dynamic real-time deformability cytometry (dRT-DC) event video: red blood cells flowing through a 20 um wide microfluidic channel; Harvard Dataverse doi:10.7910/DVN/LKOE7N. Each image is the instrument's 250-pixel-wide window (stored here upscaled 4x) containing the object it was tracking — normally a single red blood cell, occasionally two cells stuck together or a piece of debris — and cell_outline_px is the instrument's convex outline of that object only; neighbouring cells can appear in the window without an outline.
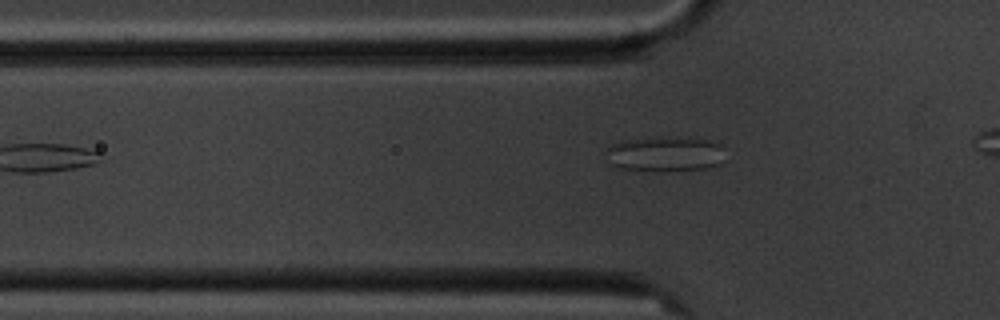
{"species": "common noctule bat (a hibernating species)", "species_latin": "Nyctalus noctula", "temperature_condition": "cold", "stored_images_in_passage": 4, "camera_frame_rate_fps": 3000, "um_per_image_px": 0.085, "animal": {"sex": "male", "body_mass_g": 20.1, "forearm_length_mm": 53.5}, "frame": {"image": 1, "passage_image": 4, "time_ms": 3.333, "image_size_px": [1000, 320], "cell_outline_px": [[724, 160], [720, 164], [708, 168], [612, 168], [604, 164], [604, 148], [612, 144], [624, 140], [708, 140], [720, 144], [724, 148]], "centroid_in_image_um": [56.43, 13.11], "position_along_channel_um": 69.4, "area_um2": 22.95}}